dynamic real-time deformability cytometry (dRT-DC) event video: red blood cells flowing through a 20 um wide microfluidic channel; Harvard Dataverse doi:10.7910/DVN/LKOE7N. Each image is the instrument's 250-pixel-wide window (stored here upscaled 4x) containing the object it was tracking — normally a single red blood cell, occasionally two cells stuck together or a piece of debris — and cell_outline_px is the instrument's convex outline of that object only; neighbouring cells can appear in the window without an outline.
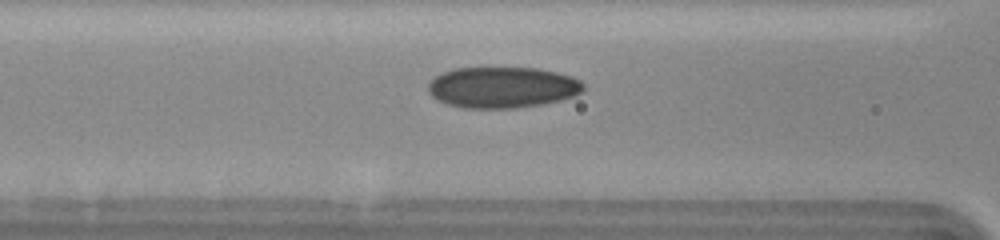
{"species": "human", "species_latin": "Homo sapiens", "temperature_condition": "cold", "stored_images_in_passage": 41, "camera_frame_rate_fps": 3000, "um_per_image_px": 0.085, "donor": {"sex": "female"}, "frame": {"image": 1, "passage_image": 16, "time_ms": 5.0, "image_size_px": [1000, 240], "cell_outline_px": [[584, 88], [576, 96], [544, 104], [516, 108], [460, 108], [448, 104], [432, 96], [428, 92], [428, 84], [436, 76], [444, 72], [456, 68], [540, 68], [572, 76], [580, 80], [584, 84]], "centroid_in_image_um": [42.74, 7.43], "position_along_channel_um": 123.9, "area_um2": 37.28}}
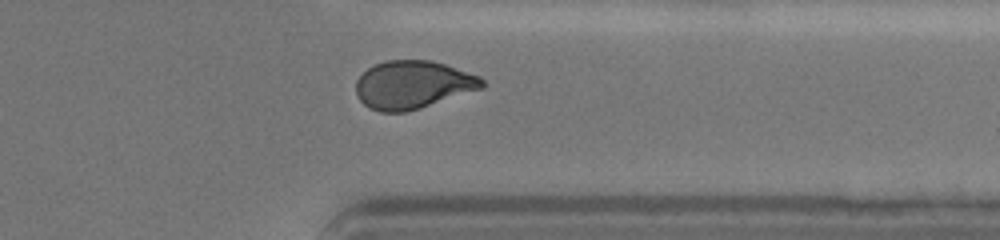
{"frame": {"image": 2, "passage_image": 37, "time_ms": 12.0, "image_size_px": [1000, 240], "cell_outline_px": [[484, 88], [420, 108], [404, 112], [380, 112], [368, 108], [360, 100], [356, 92], [356, 80], [368, 68], [384, 60], [432, 60], [480, 76], [484, 80]], "centroid_in_image_um": [35.09, 7.2], "position_along_channel_um": 376.3, "area_um2": 35.32}}